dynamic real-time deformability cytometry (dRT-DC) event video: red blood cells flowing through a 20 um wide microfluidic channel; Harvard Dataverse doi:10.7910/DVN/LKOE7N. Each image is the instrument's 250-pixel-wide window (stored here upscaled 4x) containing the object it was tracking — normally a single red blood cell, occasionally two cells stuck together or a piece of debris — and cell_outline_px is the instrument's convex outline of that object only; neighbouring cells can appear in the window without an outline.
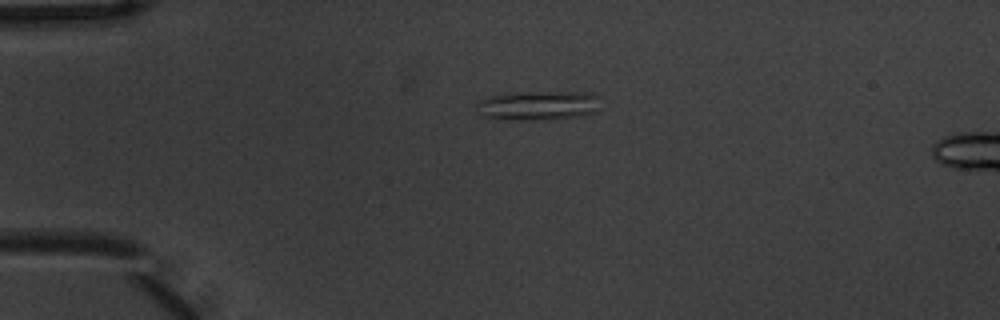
{"species": "common noctule bat (a hibernating species)", "species_latin": "Nyctalus noctula", "temperature_condition": "warm", "stored_images_in_passage": 3, "camera_frame_rate_fps": 3000, "um_per_image_px": 0.085, "animal": {"sex": "male", "body_mass_g": 20.1, "forearm_length_mm": 53.5}, "frame": {"image": 1, "passage_image": 1, "time_ms": 0.0, "image_size_px": [1000, 320], "cell_outline_px": [[596, 112], [580, 116], [520, 120], [496, 120], [480, 116], [476, 112], [476, 104], [480, 100], [488, 96], [568, 92], [592, 92], [596, 96]], "centroid_in_image_um": [45.65, 9.0], "position_along_channel_um": 39.4, "area_um2": 20.46}}